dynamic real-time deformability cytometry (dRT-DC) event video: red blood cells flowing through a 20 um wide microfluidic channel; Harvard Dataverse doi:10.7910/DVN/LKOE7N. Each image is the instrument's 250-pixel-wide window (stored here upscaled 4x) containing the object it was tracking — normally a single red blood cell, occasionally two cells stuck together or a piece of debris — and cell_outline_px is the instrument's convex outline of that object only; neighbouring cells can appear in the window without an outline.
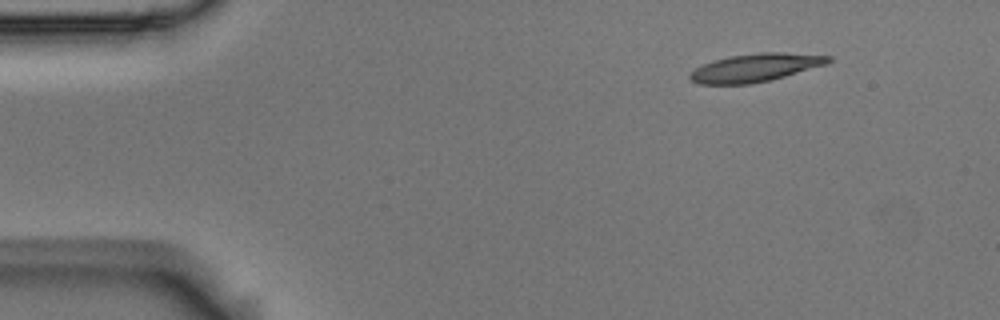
{"species": "Egyptian fruit bat (a non-hibernating species)", "species_latin": "Rousettus aegyptiacus", "temperature_condition": "room temperature", "stored_images_in_passage": 7, "camera_frame_rate_fps": 3000, "um_per_image_px": 0.085, "animal": {"sex": "male"}, "frame": {"image": 1, "passage_image": 1, "time_ms": 0.0, "image_size_px": [1000, 320], "cell_outline_px": [[832, 60], [828, 64], [784, 76], [768, 80], [748, 84], [700, 84], [692, 80], [688, 76], [696, 68], [712, 60], [728, 56], [760, 52], [784, 52], [832, 56]], "centroid_in_image_um": [64.23, 5.73], "position_along_channel_um": 20.8, "area_um2": 22.54}}
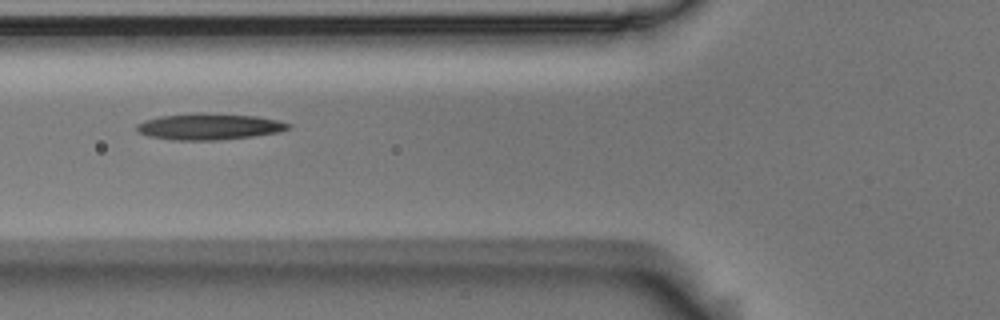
{"frame": {"image": 2, "passage_image": 5, "time_ms": 1.333, "image_size_px": [1000, 320], "cell_outline_px": [[292, 128], [280, 132], [252, 136], [216, 140], [172, 140], [148, 136], [140, 132], [136, 128], [136, 124], [144, 120], [160, 116], [256, 116], [280, 120], [292, 124]], "centroid_in_image_um": [17.84, 10.81], "position_along_channel_um": 108.0, "area_um2": 22.02}}
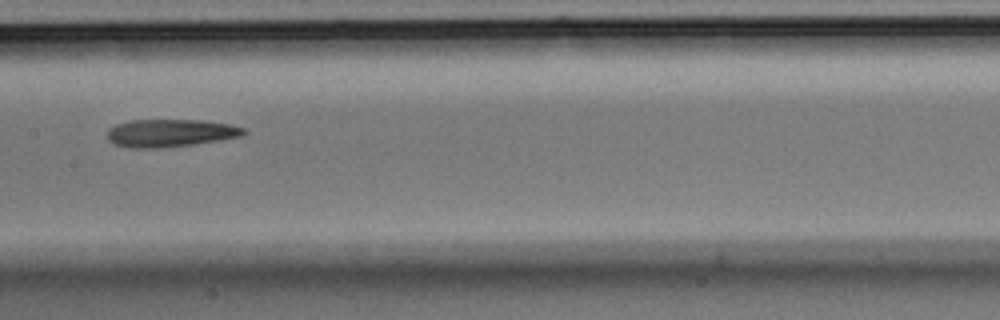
{"frame": {"image": 3, "passage_image": 7, "time_ms": 2.0, "image_size_px": [1000, 320], "cell_outline_px": [[248, 132], [244, 136], [192, 144], [160, 148], [128, 148], [112, 144], [108, 140], [108, 128], [116, 124], [132, 120], [200, 120], [228, 124], [244, 128]], "centroid_in_image_um": [14.45, 11.31], "position_along_channel_um": 193.0, "area_um2": 22.08}}